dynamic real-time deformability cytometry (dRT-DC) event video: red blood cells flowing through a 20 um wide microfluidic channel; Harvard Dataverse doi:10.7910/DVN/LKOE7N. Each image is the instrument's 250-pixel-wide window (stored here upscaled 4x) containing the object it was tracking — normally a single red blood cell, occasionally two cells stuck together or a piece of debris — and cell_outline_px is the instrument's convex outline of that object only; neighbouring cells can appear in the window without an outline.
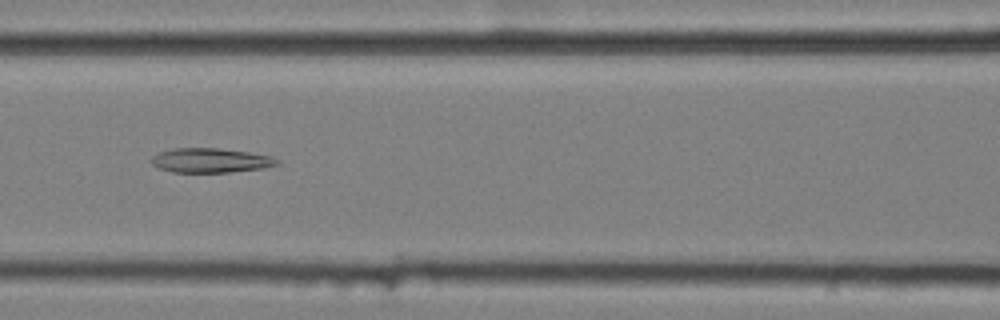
{"species": "common noctule bat (a hibernating species)", "species_latin": "Nyctalus noctula", "temperature_condition": "cold", "stored_images_in_passage": 8, "camera_frame_rate_fps": 3000, "um_per_image_px": 0.085, "animal": {"sex": "female", "body_mass_g": 25.1}, "frame": {"image": 1, "passage_image": 8, "time_ms": 2.333, "image_size_px": [1000, 320], "cell_outline_px": [[280, 164], [264, 168], [228, 172], [172, 172], [160, 168], [152, 164], [148, 160], [152, 156], [160, 152], [172, 148], [220, 148], [248, 152], [268, 156], [280, 160]], "centroid_in_image_um": [17.87, 13.63], "position_along_channel_um": 148.7, "area_um2": 17.92}}